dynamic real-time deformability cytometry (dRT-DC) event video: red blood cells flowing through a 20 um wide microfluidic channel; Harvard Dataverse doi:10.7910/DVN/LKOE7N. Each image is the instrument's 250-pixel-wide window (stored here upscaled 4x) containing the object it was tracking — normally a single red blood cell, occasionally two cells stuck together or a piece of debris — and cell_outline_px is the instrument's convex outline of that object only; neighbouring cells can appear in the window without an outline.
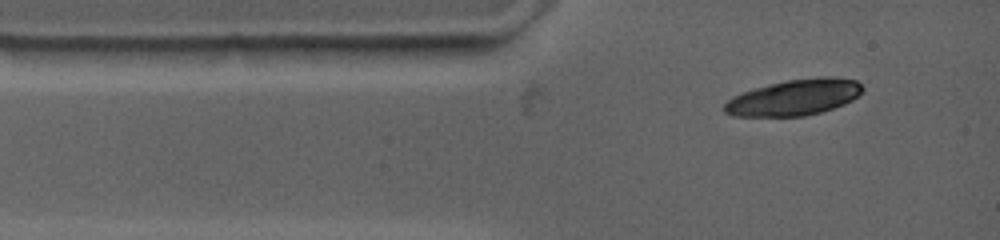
{"species": "common noctule bat (a hibernating species)", "species_latin": "Nyctalus noctula", "temperature_condition": "warm", "stored_images_in_passage": 2, "camera_frame_rate_fps": 4500, "um_per_image_px": 0.085, "animal": {"sex": "female", "body_mass_g": 19.0, "forearm_length_mm": 53.3}, "frame": {"image": 1, "passage_image": 1, "time_ms": 0.0, "image_size_px": [1000, 240], "cell_outline_px": [[864, 88], [852, 100], [844, 104], [820, 112], [804, 116], [732, 116], [724, 112], [724, 104], [732, 96], [756, 88], [788, 80], [820, 76], [832, 76], [856, 80]], "centroid_in_image_um": [67.51, 8.28], "position_along_channel_um": 17.5, "area_um2": 28.73}}